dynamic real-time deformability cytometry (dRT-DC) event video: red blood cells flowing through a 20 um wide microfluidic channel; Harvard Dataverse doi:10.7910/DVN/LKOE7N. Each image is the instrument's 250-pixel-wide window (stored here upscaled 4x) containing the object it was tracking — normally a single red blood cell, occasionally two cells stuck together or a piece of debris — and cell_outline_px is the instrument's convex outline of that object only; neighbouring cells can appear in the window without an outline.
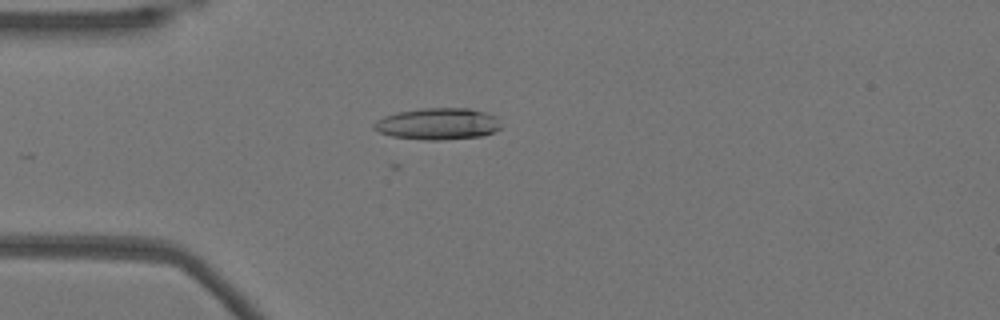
{"species": "Egyptian fruit bat (a non-hibernating species)", "species_latin": "Rousettus aegyptiacus", "temperature_condition": "warm", "stored_images_in_passage": 24, "camera_frame_rate_fps": 3000, "um_per_image_px": 0.085, "animal": {"sex": "female"}, "frame": {"image": 1, "passage_image": 6, "time_ms": 1.667, "image_size_px": [1000, 320], "cell_outline_px": [[500, 128], [484, 136], [436, 140], [424, 140], [392, 136], [380, 132], [372, 128], [372, 124], [376, 120], [384, 116], [396, 112], [420, 108], [472, 108], [496, 116], [500, 124]], "centroid_in_image_um": [37.19, 10.52], "position_along_channel_um": 47.8, "area_um2": 23.52}}
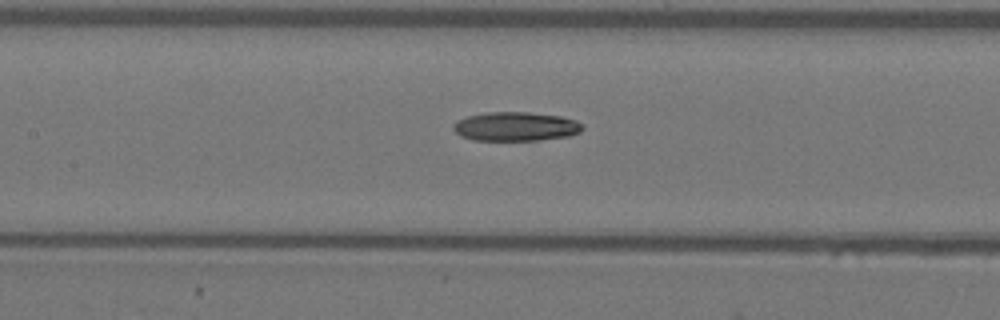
{"frame": {"image": 2, "passage_image": 16, "time_ms": 5.0, "image_size_px": [1000, 320], "cell_outline_px": [[584, 128], [580, 132], [568, 136], [540, 140], [472, 140], [460, 136], [452, 128], [456, 120], [468, 116], [484, 112], [528, 112], [560, 116], [576, 120], [584, 124]], "centroid_in_image_um": [43.84, 10.75], "position_along_channel_um": 163.6, "area_um2": 22.02}}
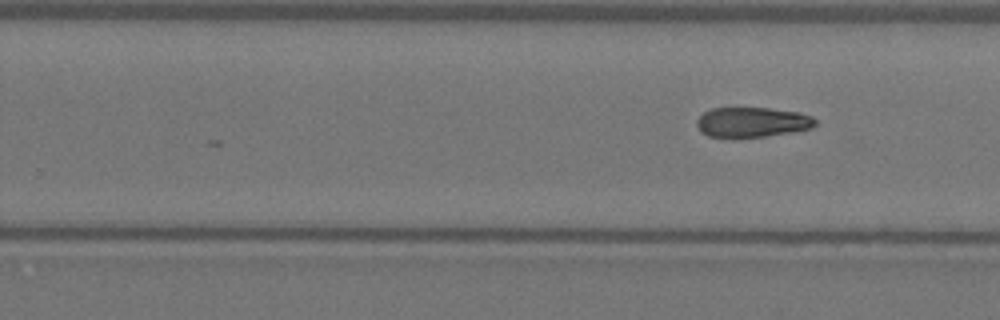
{"frame": {"image": 3, "passage_image": 24, "time_ms": 7.667, "image_size_px": [1000, 320], "cell_outline_px": [[816, 124], [812, 128], [792, 132], [764, 136], [732, 140], [708, 136], [700, 132], [696, 124], [696, 120], [704, 112], [712, 108], [768, 108], [800, 112], [812, 116], [816, 120]], "centroid_in_image_um": [63.89, 10.42], "position_along_channel_um": 265.9, "area_um2": 21.33}}